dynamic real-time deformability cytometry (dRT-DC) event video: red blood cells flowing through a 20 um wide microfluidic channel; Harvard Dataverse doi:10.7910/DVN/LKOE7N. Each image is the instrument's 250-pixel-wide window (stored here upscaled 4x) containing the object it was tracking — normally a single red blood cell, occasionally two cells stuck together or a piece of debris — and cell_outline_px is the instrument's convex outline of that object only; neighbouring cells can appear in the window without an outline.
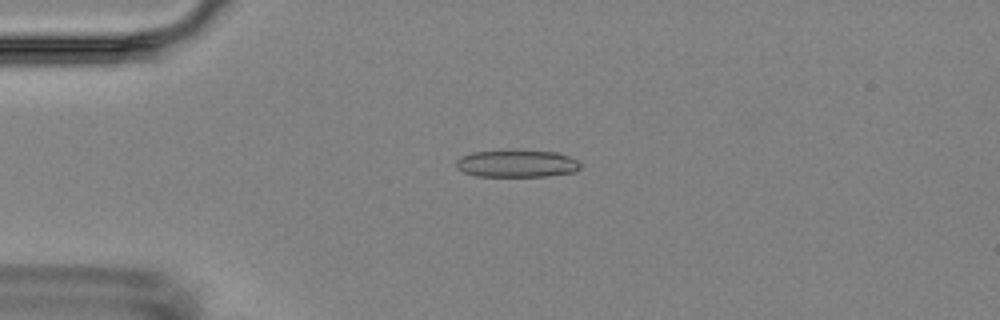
{"species": "Egyptian fruit bat (a non-hibernating species)", "species_latin": "Rousettus aegyptiacus", "temperature_condition": "room temperature", "stored_images_in_passage": 3, "camera_frame_rate_fps": 3000, "um_per_image_px": 0.085, "animal": {"sex": "female"}, "frame": {"image": 1, "passage_image": 3, "time_ms": 2.333, "image_size_px": [1000, 320], "cell_outline_px": [[580, 168], [576, 172], [548, 176], [476, 176], [464, 172], [456, 168], [456, 160], [460, 156], [472, 152], [516, 148], [556, 152], [568, 156], [576, 160], [580, 164]], "centroid_in_image_um": [43.91, 13.87], "position_along_channel_um": 41.1, "area_um2": 20.46}}